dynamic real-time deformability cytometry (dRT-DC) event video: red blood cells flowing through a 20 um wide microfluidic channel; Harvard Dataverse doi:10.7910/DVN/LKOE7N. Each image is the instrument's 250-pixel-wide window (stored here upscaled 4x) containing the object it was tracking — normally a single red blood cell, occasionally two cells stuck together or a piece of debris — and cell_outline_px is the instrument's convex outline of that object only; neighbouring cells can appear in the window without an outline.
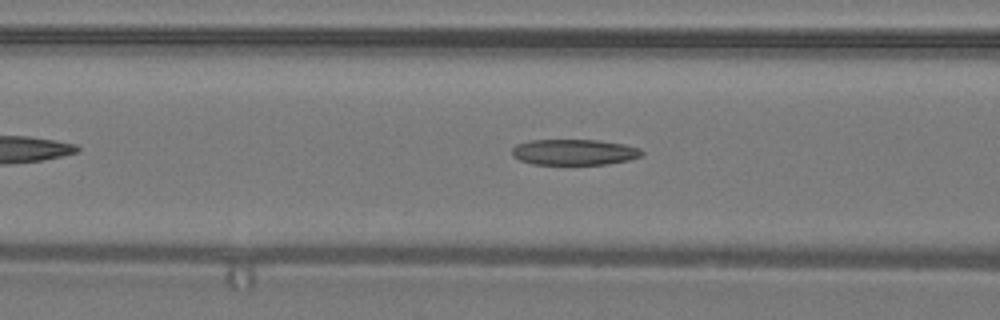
{"species": "common noctule bat (a hibernating species)", "species_latin": "Nyctalus noctula", "temperature_condition": "warm", "stored_images_in_passage": 19, "camera_frame_rate_fps": 3000, "um_per_image_px": 0.085, "animal": {"sex": "male", "body_mass_g": 19.2, "forearm_length_mm": 51.8}, "frame": {"image": 1, "passage_image": 11, "time_ms": 3.333, "image_size_px": [1000, 320], "cell_outline_px": [[644, 152], [640, 156], [628, 160], [608, 164], [532, 164], [520, 160], [512, 156], [512, 148], [516, 144], [528, 140], [596, 140], [624, 144], [640, 148]], "centroid_in_image_um": [48.78, 12.93], "position_along_channel_um": 117.8, "area_um2": 19.54}}
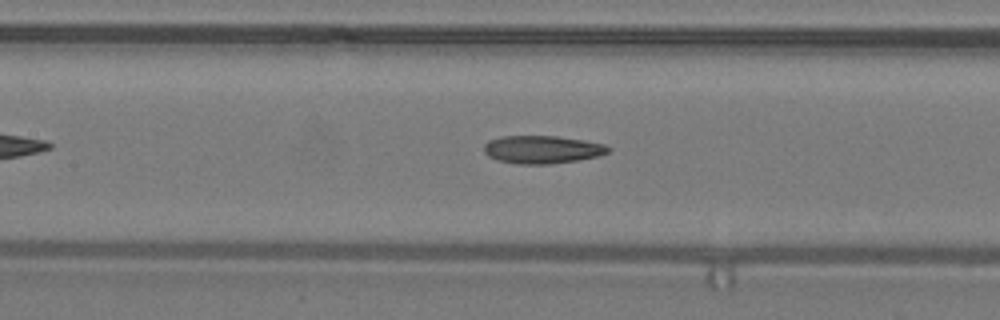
{"frame": {"image": 2, "passage_image": 14, "time_ms": 4.333, "image_size_px": [1000, 320], "cell_outline_px": [[612, 148], [608, 152], [600, 156], [576, 160], [548, 164], [516, 164], [496, 160], [488, 156], [484, 152], [484, 144], [488, 140], [504, 136], [556, 136], [584, 140], [604, 144]], "centroid_in_image_um": [46.07, 12.71], "position_along_channel_um": 161.3, "area_um2": 20.29}}